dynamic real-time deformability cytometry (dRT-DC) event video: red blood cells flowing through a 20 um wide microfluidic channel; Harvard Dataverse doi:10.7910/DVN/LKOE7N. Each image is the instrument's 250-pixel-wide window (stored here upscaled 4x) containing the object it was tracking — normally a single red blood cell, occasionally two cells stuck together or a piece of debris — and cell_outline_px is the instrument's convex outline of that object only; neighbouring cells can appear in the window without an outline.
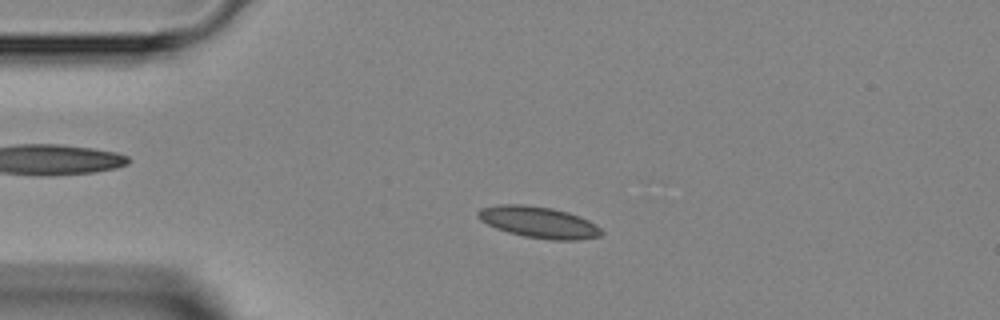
{"species": "Egyptian fruit bat (a non-hibernating species)", "species_latin": "Rousettus aegyptiacus", "temperature_condition": "room temperature", "stored_images_in_passage": 47, "camera_frame_rate_fps": 3000, "um_per_image_px": 0.085, "animal": {"sex": "female"}, "frame": {"image": 1, "passage_image": 10, "time_ms": 3.0, "image_size_px": [1000, 320], "cell_outline_px": [[604, 232], [600, 236], [580, 240], [548, 240], [524, 236], [508, 232], [496, 228], [480, 220], [476, 216], [476, 212], [480, 208], [500, 204], [524, 204], [552, 208], [568, 212], [588, 220], [600, 228]], "centroid_in_image_um": [45.77, 18.89], "position_along_channel_um": 39.2, "area_um2": 22.66}}
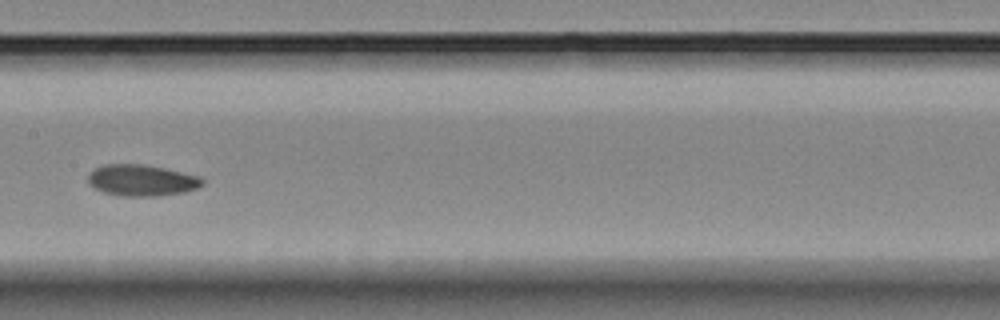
{"frame": {"image": 2, "passage_image": 23, "time_ms": 7.333, "image_size_px": [1000, 320], "cell_outline_px": [[204, 184], [196, 188], [184, 192], [160, 196], [120, 196], [104, 192], [88, 184], [88, 176], [96, 168], [104, 164], [140, 164], [164, 168], [200, 176], [204, 180]], "centroid_in_image_um": [12.06, 15.33], "position_along_channel_um": 195.3, "area_um2": 20.81}}
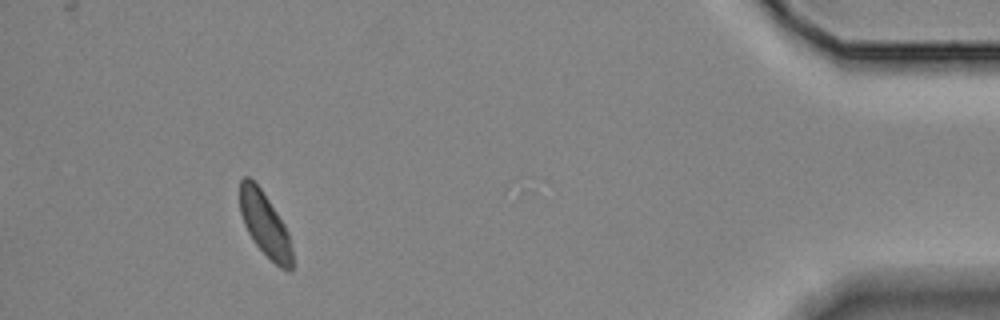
{"frame": {"image": 3, "passage_image": 43, "time_ms": 14.0, "image_size_px": [1000, 320], "cell_outline_px": [[292, 272], [288, 272], [280, 268], [256, 244], [248, 232], [244, 224], [240, 212], [240, 180], [244, 176], [248, 176], [260, 188], [284, 224], [288, 232], [292, 252]], "centroid_in_image_um": [22.52, 19.09], "position_along_channel_um": 412.7, "area_um2": 19.19}}